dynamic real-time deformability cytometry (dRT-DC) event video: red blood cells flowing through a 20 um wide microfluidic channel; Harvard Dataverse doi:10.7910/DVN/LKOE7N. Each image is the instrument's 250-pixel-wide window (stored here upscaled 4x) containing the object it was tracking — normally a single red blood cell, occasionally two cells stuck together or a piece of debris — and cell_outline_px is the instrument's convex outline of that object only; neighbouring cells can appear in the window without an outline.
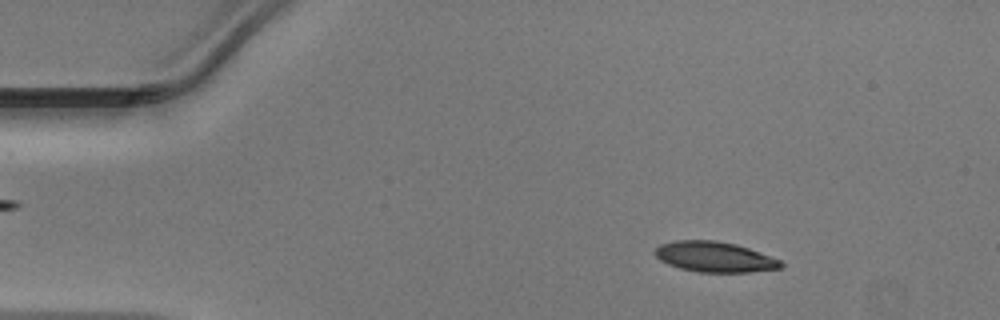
{"species": "Egyptian fruit bat (a non-hibernating species)", "species_latin": "Rousettus aegyptiacus", "temperature_condition": "warm", "stored_images_in_passage": 47, "camera_frame_rate_fps": 3000, "um_per_image_px": 0.085, "animal": {"sex": "male"}, "frame": {"image": 1, "passage_image": 6, "time_ms": 1.667, "image_size_px": [1000, 320], "cell_outline_px": [[784, 264], [780, 268], [748, 272], [696, 272], [680, 268], [668, 264], [660, 260], [652, 252], [660, 244], [676, 240], [716, 240], [736, 244], [760, 252], [780, 260]], "centroid_in_image_um": [60.71, 21.83], "position_along_channel_um": 24.3, "area_um2": 22.31}}
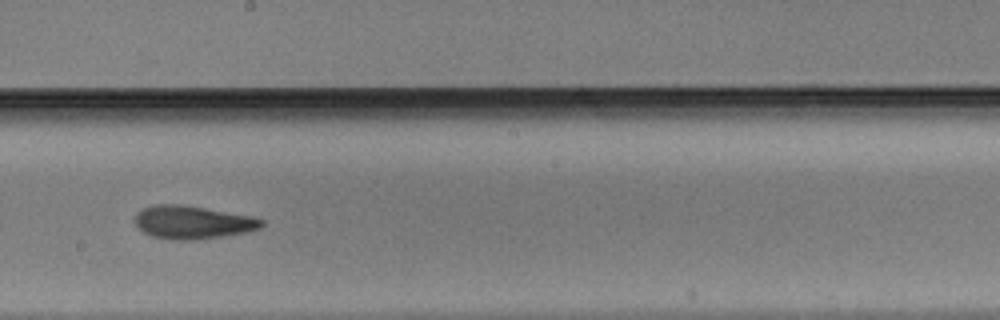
{"frame": {"image": 2, "passage_image": 26, "time_ms": 8.333, "image_size_px": [1000, 320], "cell_outline_px": [[264, 224], [260, 228], [244, 232], [220, 236], [192, 240], [176, 240], [152, 236], [144, 232], [136, 224], [136, 212], [144, 208], [156, 204], [180, 204], [252, 216], [264, 220]], "centroid_in_image_um": [16.37, 18.89], "position_along_channel_um": 231.8, "area_um2": 24.04}}
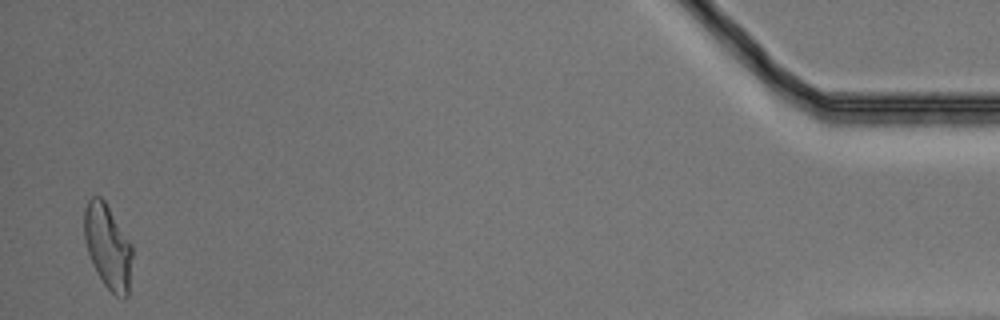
{"frame": {"image": 3, "passage_image": 46, "time_ms": 15.0, "image_size_px": [1000, 320], "cell_outline_px": [[132, 256], [128, 296], [116, 296], [104, 284], [96, 272], [92, 264], [84, 240], [84, 208], [88, 200], [92, 196], [100, 196], [104, 200], [132, 244]], "centroid_in_image_um": [9.15, 20.94], "position_along_channel_um": 426.0, "area_um2": 23.58}}